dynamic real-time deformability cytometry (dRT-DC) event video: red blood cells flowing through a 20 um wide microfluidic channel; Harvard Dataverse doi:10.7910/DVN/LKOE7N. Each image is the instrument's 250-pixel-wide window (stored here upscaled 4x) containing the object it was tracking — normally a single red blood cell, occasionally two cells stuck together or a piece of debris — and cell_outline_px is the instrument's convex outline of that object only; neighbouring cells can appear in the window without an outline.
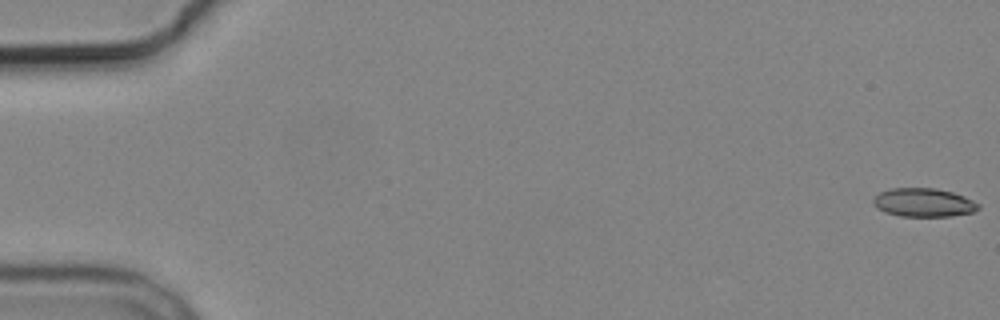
{"species": "common noctule bat (a hibernating species)", "species_latin": "Nyctalus noctula", "temperature_condition": "cold", "stored_images_in_passage": 10, "camera_frame_rate_fps": 3000, "um_per_image_px": 0.085, "animal": {"sex": "male", "body_mass_g": 19.2, "forearm_length_mm": 51.8}, "frame": {"image": 1, "passage_image": 1, "time_ms": 0.0, "image_size_px": [1000, 320], "cell_outline_px": [[980, 208], [972, 212], [952, 216], [900, 216], [884, 212], [876, 208], [872, 204], [872, 200], [880, 192], [892, 188], [936, 188], [952, 192], [964, 196], [980, 204]], "centroid_in_image_um": [78.49, 17.22], "position_along_channel_um": 6.5, "area_um2": 17.57}}
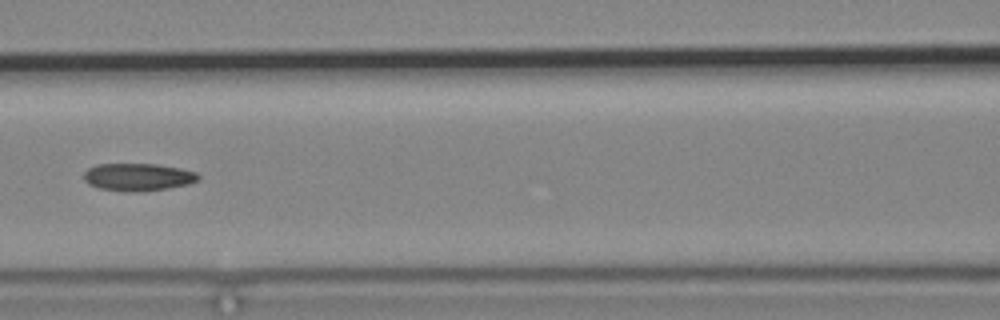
{"frame": {"image": 2, "passage_image": 8, "time_ms": 8.333, "image_size_px": [1000, 320], "cell_outline_px": [[200, 180], [188, 184], [168, 188], [144, 192], [124, 192], [100, 188], [88, 184], [84, 180], [84, 172], [88, 168], [96, 164], [156, 164], [180, 168], [196, 172], [200, 176]], "centroid_in_image_um": [11.73, 15.06], "position_along_channel_um": 154.9, "area_um2": 18.61}}
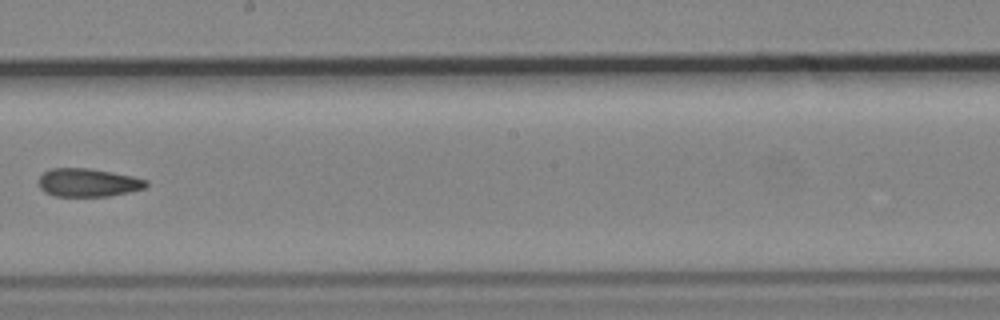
{"frame": {"image": 3, "passage_image": 10, "time_ms": 10.667, "image_size_px": [1000, 320], "cell_outline_px": [[148, 184], [144, 188], [128, 192], [108, 196], [56, 196], [44, 192], [40, 188], [40, 176], [44, 172], [52, 168], [88, 168], [112, 172], [132, 176], [148, 180]], "centroid_in_image_um": [7.49, 15.52], "position_along_channel_um": 240.7, "area_um2": 17.57}}